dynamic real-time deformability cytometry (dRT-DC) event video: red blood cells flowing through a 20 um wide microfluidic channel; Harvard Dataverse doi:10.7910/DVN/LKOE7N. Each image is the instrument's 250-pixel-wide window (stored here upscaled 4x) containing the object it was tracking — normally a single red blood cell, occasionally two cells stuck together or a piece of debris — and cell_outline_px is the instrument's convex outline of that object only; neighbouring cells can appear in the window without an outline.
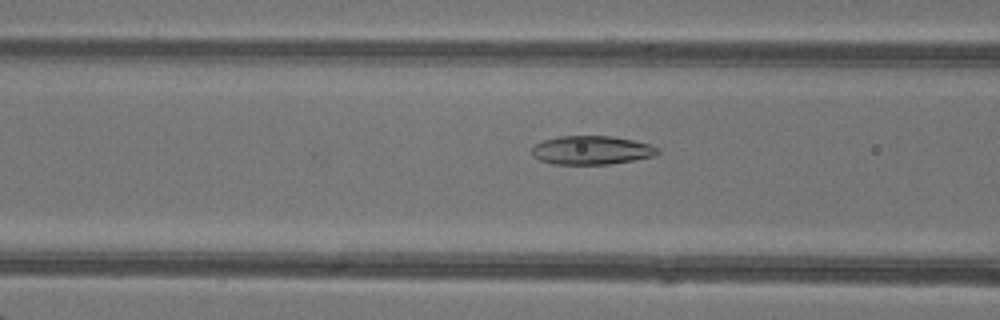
{"species": "common noctule bat (a hibernating species)", "species_latin": "Nyctalus noctula", "temperature_condition": "warm", "stored_images_in_passage": 15, "camera_frame_rate_fps": 3000, "um_per_image_px": 0.085, "animal": {"sex": "female"}, "frame": {"image": 1, "passage_image": 6, "time_ms": 1.667, "image_size_px": [1000, 320], "cell_outline_px": [[660, 152], [656, 156], [608, 164], [552, 164], [540, 160], [532, 156], [532, 148], [536, 144], [544, 140], [556, 136], [612, 136], [652, 144], [660, 148]], "centroid_in_image_um": [50.31, 12.76], "position_along_channel_um": 116.3, "area_um2": 21.15}}
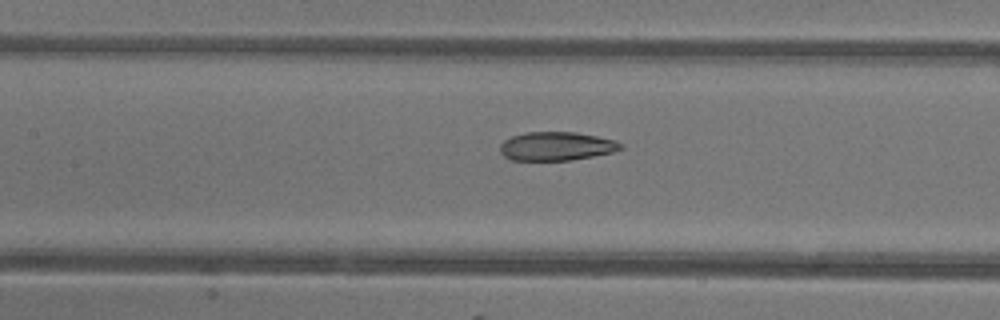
{"frame": {"image": 2, "passage_image": 9, "time_ms": 2.667, "image_size_px": [1000, 320], "cell_outline_px": [[624, 148], [612, 152], [572, 160], [512, 160], [504, 156], [500, 152], [500, 144], [504, 140], [512, 136], [524, 132], [576, 132], [596, 136], [612, 140], [624, 144]], "centroid_in_image_um": [47.28, 12.42], "position_along_channel_um": 160.1, "area_um2": 20.11}}
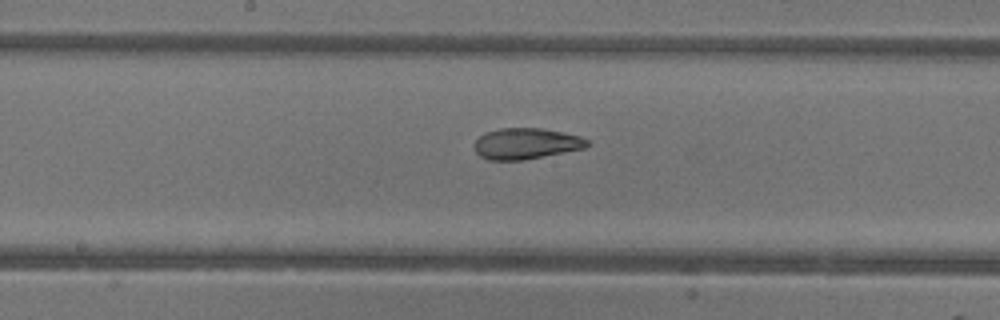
{"frame": {"image": 3, "passage_image": 12, "time_ms": 3.667, "image_size_px": [1000, 320], "cell_outline_px": [[592, 144], [584, 148], [524, 160], [488, 160], [480, 156], [476, 152], [476, 140], [484, 132], [500, 128], [544, 128], [564, 132], [580, 136], [588, 140]], "centroid_in_image_um": [44.74, 12.2], "position_along_channel_um": 203.5, "area_um2": 20.46}}